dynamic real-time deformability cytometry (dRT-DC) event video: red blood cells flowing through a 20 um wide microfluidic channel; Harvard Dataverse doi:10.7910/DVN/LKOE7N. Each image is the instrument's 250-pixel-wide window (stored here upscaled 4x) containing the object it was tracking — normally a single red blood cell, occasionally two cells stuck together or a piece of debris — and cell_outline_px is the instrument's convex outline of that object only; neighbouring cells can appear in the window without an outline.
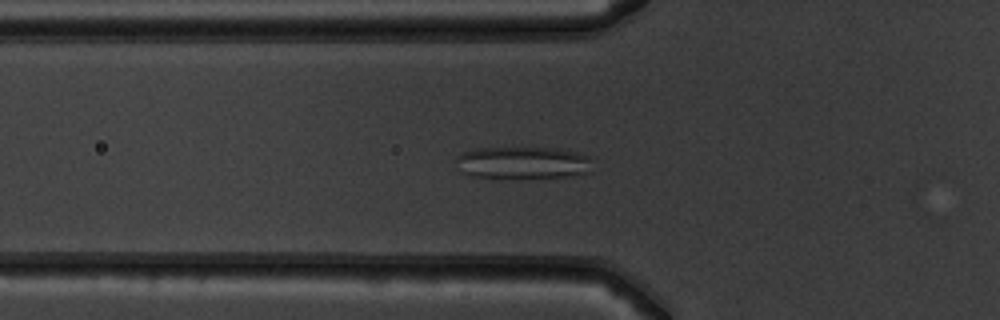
{"species": "common noctule bat (a hibernating species)", "species_latin": "Nyctalus noctula", "temperature_condition": "warm", "stored_images_in_passage": 53, "camera_frame_rate_fps": 3000, "um_per_image_px": 0.085, "animal": {"sex": "male", "body_mass_g": 19.5, "forearm_length_mm": 54.6}, "frame": {"image": 1, "passage_image": 20, "time_ms": 6.333, "image_size_px": [1000, 320], "cell_outline_px": [[592, 172], [564, 176], [516, 180], [472, 176], [460, 172], [456, 160], [456, 156], [460, 152], [480, 148], [556, 148], [576, 152], [588, 156]], "centroid_in_image_um": [44.38, 13.86], "position_along_channel_um": 81.4, "area_um2": 26.24}}
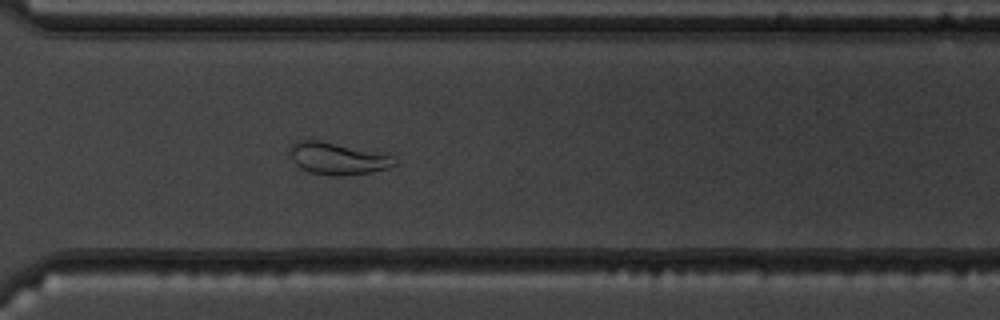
{"frame": {"image": 2, "passage_image": 40, "time_ms": 13.0, "image_size_px": [1000, 320], "cell_outline_px": [[396, 164], [392, 168], [372, 172], [344, 176], [332, 176], [308, 172], [300, 168], [296, 164], [288, 148], [296, 140], [320, 140], [392, 156]], "centroid_in_image_um": [28.67, 13.49], "position_along_channel_um": 341.9, "area_um2": 19.42}}
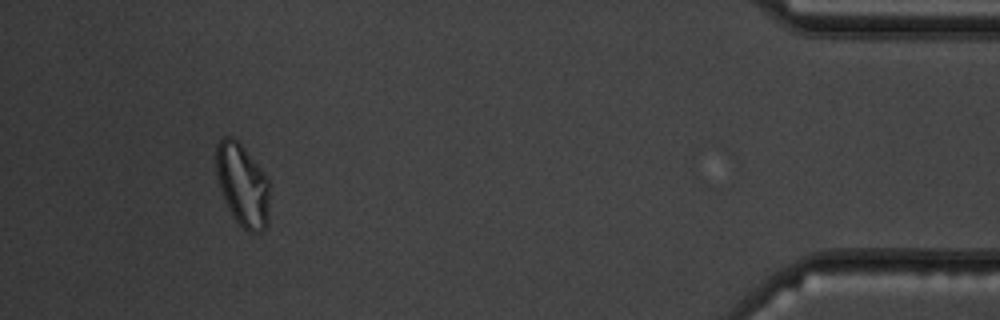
{"frame": {"image": 3, "passage_image": 50, "time_ms": 16.333, "image_size_px": [1000, 320], "cell_outline_px": [[268, 224], [260, 232], [248, 232], [232, 216], [224, 200], [216, 176], [216, 144], [224, 136], [232, 136], [244, 148], [260, 168], [268, 180]], "centroid_in_image_um": [20.59, 15.72], "position_along_channel_um": 414.6, "area_um2": 25.49}, "authors_computed_cell_mechanics": {"area_um2": 24.565, "velocity_mm_per_s": 3.9094, "shape_relaxation_time_tau1_ms": null, "shape_relaxation_time_tau2_ms": 2.5029, "deformation_change_tau1": null, "deformation_change_tau2": 0.1046}}